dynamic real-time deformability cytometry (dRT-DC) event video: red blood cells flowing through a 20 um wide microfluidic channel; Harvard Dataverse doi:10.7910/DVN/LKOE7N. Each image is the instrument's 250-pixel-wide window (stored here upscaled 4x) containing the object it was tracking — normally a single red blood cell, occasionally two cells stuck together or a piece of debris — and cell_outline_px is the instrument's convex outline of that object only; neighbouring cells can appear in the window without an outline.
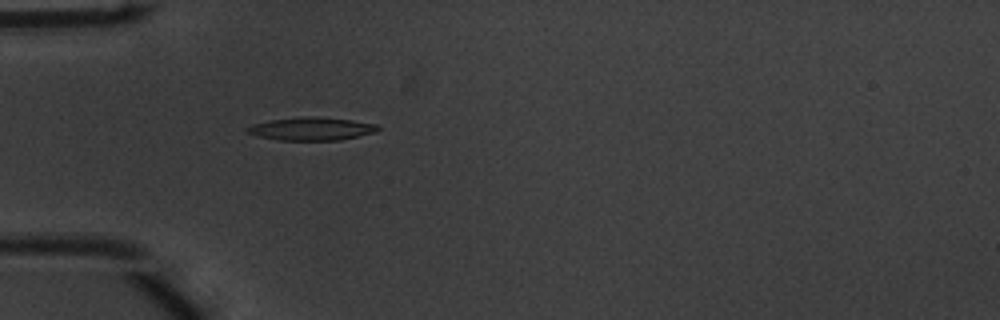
{"species": "common noctule bat (a hibernating species)", "species_latin": "Nyctalus noctula", "temperature_condition": "warm", "stored_images_in_passage": 37, "camera_frame_rate_fps": 3000, "um_per_image_px": 0.085, "animal": {"sex": "male", "body_mass_g": 20.1, "forearm_length_mm": 53.5}, "frame": {"image": 1, "passage_image": 1, "time_ms": 0.0, "image_size_px": [1000, 320], "cell_outline_px": [[380, 128], [376, 132], [340, 140], [280, 140], [256, 136], [244, 132], [244, 128], [252, 124], [272, 120], [352, 120], [376, 124]], "centroid_in_image_um": [26.43, 11.02], "position_along_channel_um": 58.6, "area_um2": 16.3}}
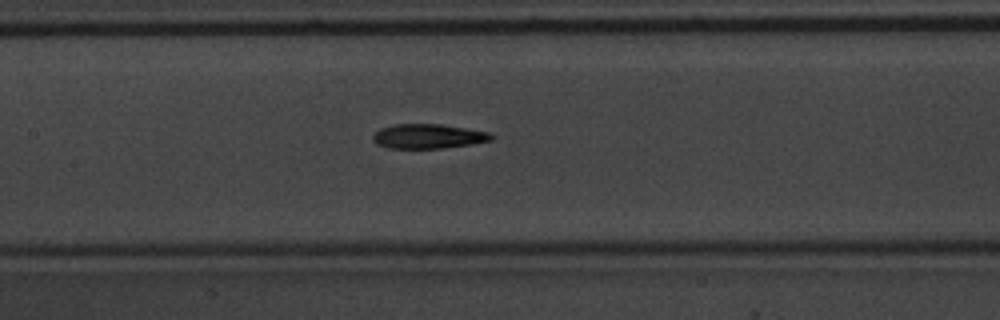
{"frame": {"image": 2, "passage_image": 10, "time_ms": 3.0, "image_size_px": [1000, 320], "cell_outline_px": [[492, 140], [472, 144], [444, 148], [388, 148], [376, 144], [372, 140], [372, 136], [380, 128], [392, 124], [440, 124], [488, 132], [492, 136]], "centroid_in_image_um": [36.34, 11.58], "position_along_channel_um": 171.1, "area_um2": 16.88}}
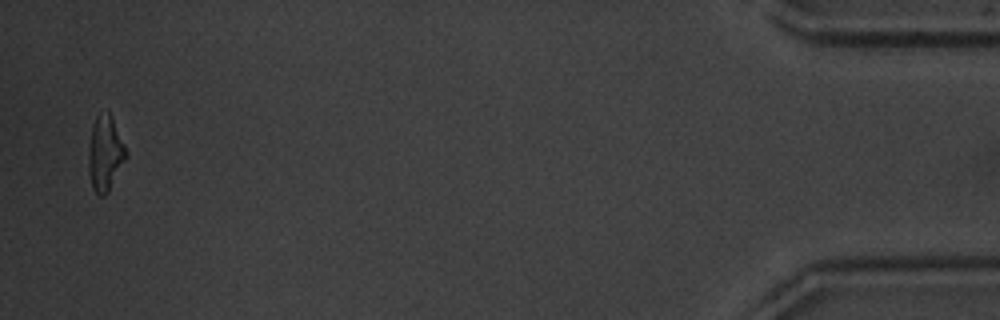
{"frame": {"image": 3, "passage_image": 36, "time_ms": 11.667, "image_size_px": [1000, 320], "cell_outline_px": [[128, 156], [108, 192], [104, 196], [100, 196], [92, 188], [88, 172], [88, 156], [92, 124], [96, 116], [108, 112], [112, 116], [128, 152]], "centroid_in_image_um": [8.95, 13.06], "position_along_channel_um": 426.3, "area_um2": 16.53}, "authors_computed_cell_mechanics": {"area_um2": 16.9932, "velocity_mm_per_s": 3.9003, "shape_relaxation_time_tau1_ms": 4.2142, "shape_relaxation_time_tau2_ms": 3.4163, "deformation_change_tau1": 0.1887, "deformation_change_tau2": 0.1383}}